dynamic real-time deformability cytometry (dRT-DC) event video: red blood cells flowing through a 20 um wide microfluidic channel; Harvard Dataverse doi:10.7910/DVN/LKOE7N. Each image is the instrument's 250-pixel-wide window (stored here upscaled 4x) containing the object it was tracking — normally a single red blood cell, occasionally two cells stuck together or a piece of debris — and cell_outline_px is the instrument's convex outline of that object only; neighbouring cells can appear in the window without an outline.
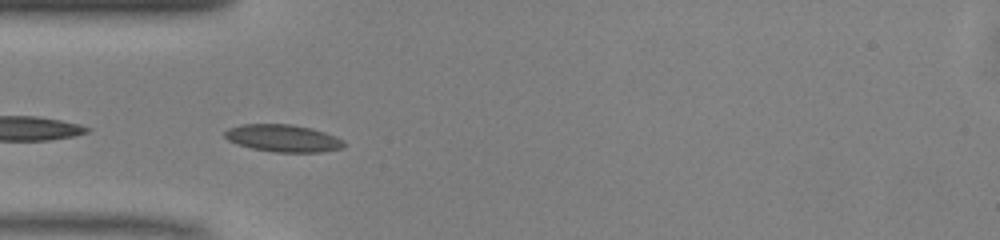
{"species": "common noctule bat (a hibernating species)", "species_latin": "Nyctalus noctula", "temperature_condition": "warm", "stored_images_in_passage": 43, "camera_frame_rate_fps": 3000, "um_per_image_px": 0.085, "animal": {"sex": "male", "body_mass_g": 13.0, "forearm_length_mm": 53.1}, "frame": {"image": 1, "passage_image": 9, "time_ms": 2.667, "image_size_px": [1000, 240], "cell_outline_px": [[344, 148], [320, 152], [276, 152], [252, 148], [236, 144], [228, 140], [224, 136], [224, 132], [228, 128], [240, 124], [292, 124], [312, 128], [336, 136], [344, 140]], "centroid_in_image_um": [24.06, 11.74], "position_along_channel_um": 60.9, "area_um2": 19.07}}
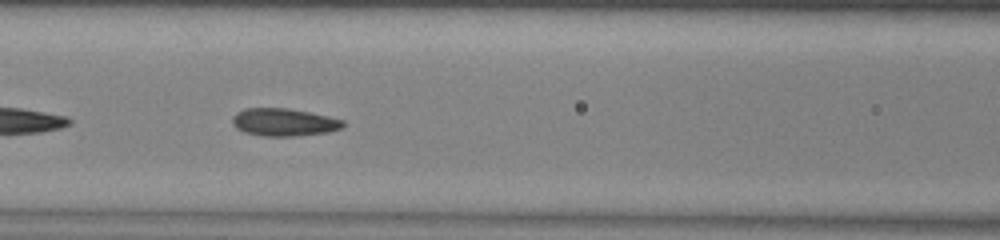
{"frame": {"image": 2, "passage_image": 15, "time_ms": 4.667, "image_size_px": [1000, 240], "cell_outline_px": [[344, 128], [328, 132], [296, 136], [264, 136], [244, 132], [236, 128], [232, 124], [232, 116], [236, 112], [244, 108], [288, 108], [328, 116], [344, 120]], "centroid_in_image_um": [24.12, 10.39], "position_along_channel_um": 142.5, "area_um2": 17.98}}
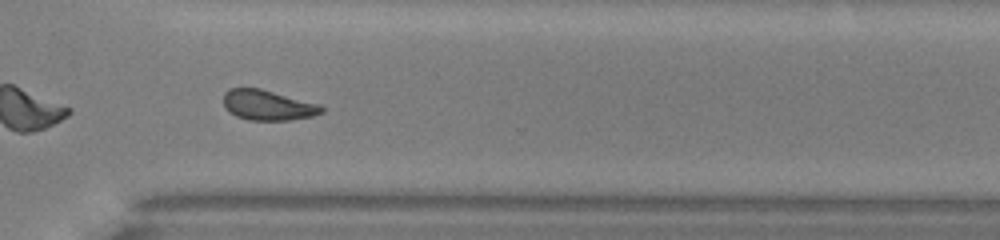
{"frame": {"image": 3, "passage_image": 30, "time_ms": 9.667, "image_size_px": [1000, 240], "cell_outline_px": [[324, 112], [312, 116], [288, 120], [248, 120], [236, 116], [228, 112], [224, 108], [224, 92], [228, 88], [260, 88], [320, 104], [324, 108]], "centroid_in_image_um": [22.75, 8.94], "position_along_channel_um": 347.9, "area_um2": 17.4}, "authors_computed_cell_mechanics": {"area_um2": 17.918, "velocity_mm_per_s": 4.107, "shape_relaxation_time_tau1_ms": 5.7026, "shape_relaxation_time_tau2_ms": 1.7227, "deformation_change_tau1": 0.1317, "deformation_change_tau2": 0.0688}}